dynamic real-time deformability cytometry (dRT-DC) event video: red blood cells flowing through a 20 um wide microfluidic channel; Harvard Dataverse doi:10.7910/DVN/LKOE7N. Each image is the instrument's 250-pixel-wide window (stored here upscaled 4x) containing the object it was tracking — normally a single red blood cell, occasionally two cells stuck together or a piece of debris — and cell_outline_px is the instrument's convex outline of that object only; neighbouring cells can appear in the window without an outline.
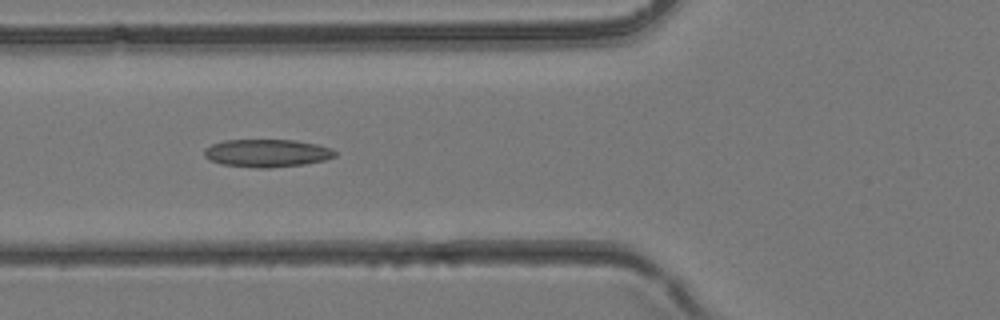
{"species": "common noctule bat (a hibernating species)", "species_latin": "Nyctalus noctula", "temperature_condition": "room temperature", "stored_images_in_passage": 30, "camera_frame_rate_fps": 3000, "um_per_image_px": 0.085, "animal": {"sex": "female", "body_mass_g": 24.6, "forearm_length_mm": 56.2}, "frame": {"image": 1, "passage_image": 6, "time_ms": 1.667, "image_size_px": [1000, 320], "cell_outline_px": [[336, 156], [324, 160], [304, 164], [268, 168], [256, 168], [220, 164], [208, 160], [204, 156], [204, 148], [212, 144], [224, 140], [296, 140], [316, 144], [332, 148], [336, 152]], "centroid_in_image_um": [22.66, 13.01], "position_along_channel_um": 103.1, "area_um2": 21.33}}
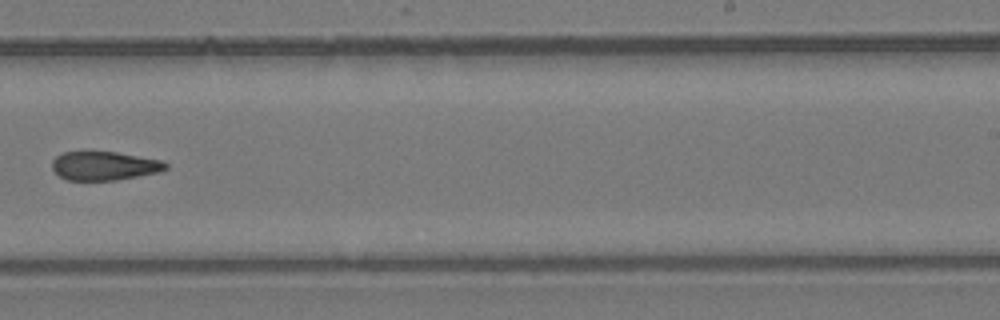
{"frame": {"image": 2, "passage_image": 16, "time_ms": 5.0, "image_size_px": [1000, 320], "cell_outline_px": [[168, 168], [156, 172], [116, 180], [68, 180], [60, 176], [52, 168], [52, 160], [56, 156], [64, 152], [84, 148], [116, 152], [160, 160], [168, 164]], "centroid_in_image_um": [8.78, 14.04], "position_along_channel_um": 280.2, "area_um2": 19.48}}
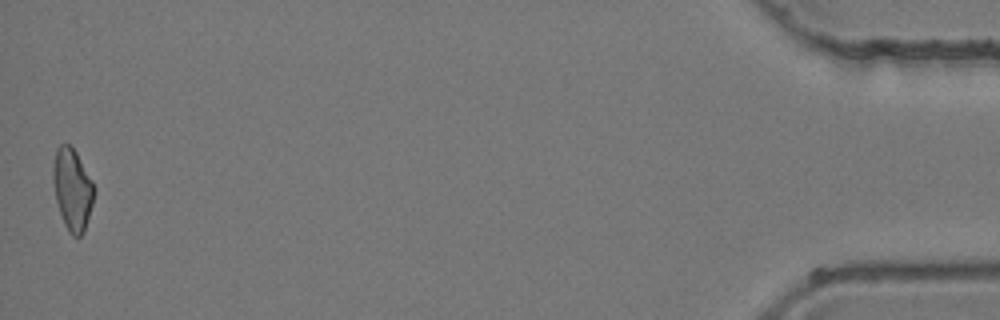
{"frame": {"image": 3, "passage_image": 30, "time_ms": 9.667, "image_size_px": [1000, 320], "cell_outline_px": [[92, 204], [84, 232], [80, 236], [72, 236], [68, 232], [64, 224], [56, 200], [52, 180], [52, 168], [56, 148], [60, 144], [68, 144], [76, 152], [92, 180]], "centroid_in_image_um": [6.11, 16.09], "position_along_channel_um": 429.1, "area_um2": 19.25}}